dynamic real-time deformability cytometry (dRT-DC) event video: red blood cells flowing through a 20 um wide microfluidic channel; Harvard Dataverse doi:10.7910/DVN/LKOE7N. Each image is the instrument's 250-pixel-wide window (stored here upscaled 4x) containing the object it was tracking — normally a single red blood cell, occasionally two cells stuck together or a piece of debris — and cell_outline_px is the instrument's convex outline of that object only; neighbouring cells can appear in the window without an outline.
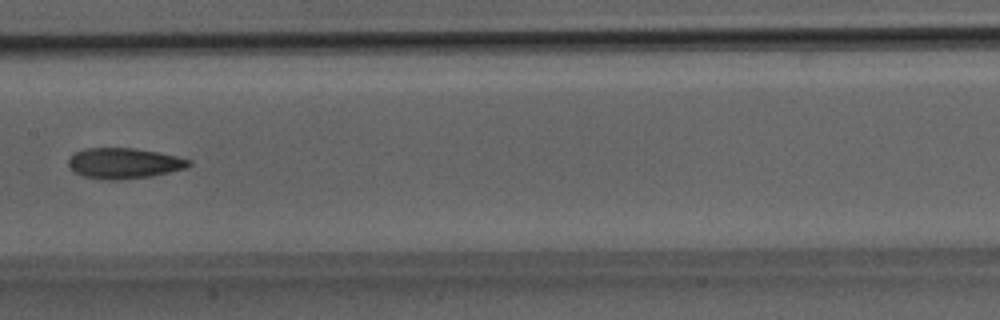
{"species": "Egyptian fruit bat (a non-hibernating species)", "species_latin": "Rousettus aegyptiacus", "temperature_condition": "room temperature", "stored_images_in_passage": 36, "camera_frame_rate_fps": 3000, "um_per_image_px": 0.085, "animal": {"sex": "male"}, "frame": {"image": 1, "passage_image": 19, "time_ms": 6.0, "image_size_px": [1000, 320], "cell_outline_px": [[192, 164], [188, 168], [152, 176], [120, 180], [100, 180], [84, 176], [72, 172], [68, 168], [68, 160], [72, 152], [84, 148], [136, 148], [160, 152], [192, 160]], "centroid_in_image_um": [10.51, 13.88], "position_along_channel_um": 196.9, "area_um2": 22.08}}
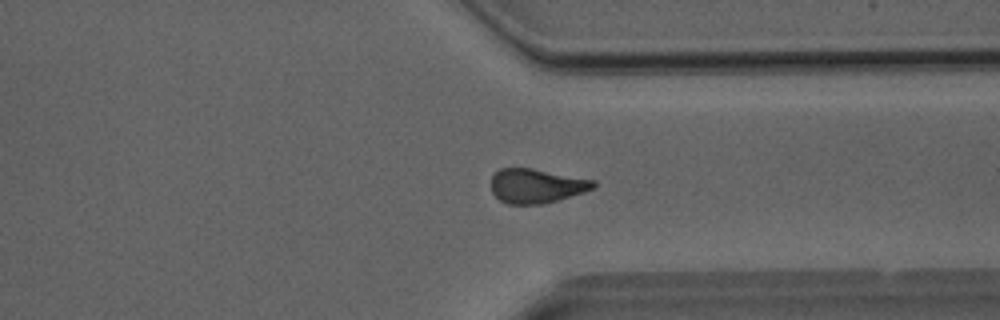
{"frame": {"image": 2, "passage_image": 28, "time_ms": 9.0, "image_size_px": [1000, 320], "cell_outline_px": [[596, 188], [584, 192], [544, 204], [508, 204], [500, 200], [492, 192], [492, 176], [500, 168], [532, 168], [596, 180]], "centroid_in_image_um": [45.62, 15.8], "position_along_channel_um": 365.8, "area_um2": 20.52}}
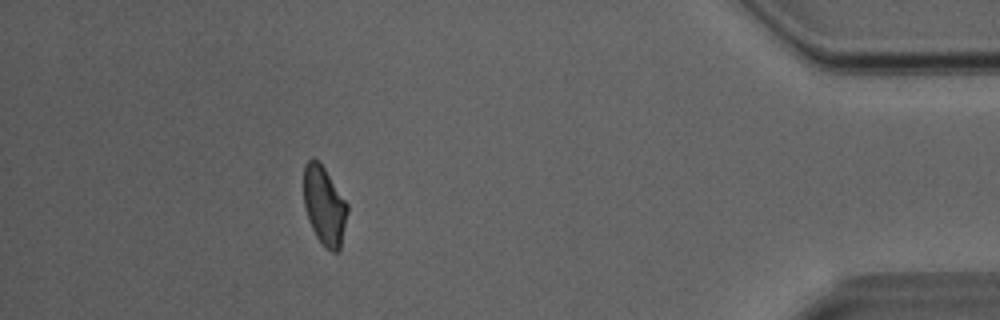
{"frame": {"image": 3, "passage_image": 33, "time_ms": 10.667, "image_size_px": [1000, 320], "cell_outline_px": [[348, 212], [340, 252], [332, 252], [324, 248], [316, 236], [308, 220], [304, 208], [304, 164], [312, 156], [324, 168], [348, 204]], "centroid_in_image_um": [27.57, 17.53], "position_along_channel_um": 407.6, "area_um2": 20.23}}